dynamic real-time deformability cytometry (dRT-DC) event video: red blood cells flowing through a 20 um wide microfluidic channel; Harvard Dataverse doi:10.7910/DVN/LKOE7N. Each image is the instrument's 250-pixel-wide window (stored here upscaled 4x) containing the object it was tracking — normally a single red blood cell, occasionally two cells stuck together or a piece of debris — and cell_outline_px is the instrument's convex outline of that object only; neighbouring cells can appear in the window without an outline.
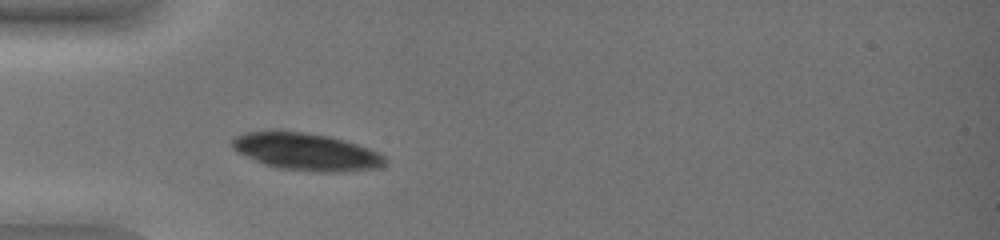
{"species": "common noctule bat (a hibernating species)", "species_latin": "Nyctalus noctula", "temperature_condition": "warm", "stored_images_in_passage": 43, "camera_frame_rate_fps": 3000, "um_per_image_px": 0.085, "animal": {"sex": "female", "body_mass_g": 19.0, "forearm_length_mm": 51.5}, "frame": {"image": 1, "passage_image": 10, "time_ms": 3.0, "image_size_px": [1000, 240], "cell_outline_px": [[388, 160], [380, 168], [344, 172], [320, 172], [276, 168], [264, 164], [232, 148], [232, 140], [236, 136], [244, 132], [276, 128], [304, 132], [328, 136], [344, 140], [368, 148], [384, 156]], "centroid_in_image_um": [26.01, 12.87], "position_along_channel_um": 59.0, "area_um2": 33.64}}
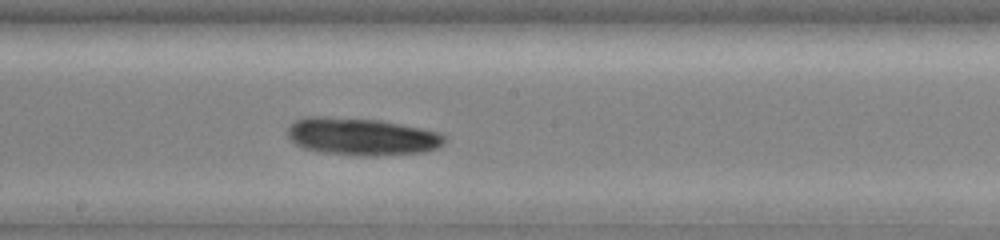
{"frame": {"image": 2, "passage_image": 23, "time_ms": 7.333, "image_size_px": [1000, 240], "cell_outline_px": [[448, 140], [444, 144], [428, 152], [376, 156], [352, 156], [316, 152], [304, 148], [296, 144], [288, 136], [288, 128], [296, 120], [304, 116], [324, 116], [384, 120], [444, 132]], "centroid_in_image_um": [30.82, 11.61], "position_along_channel_um": 217.4, "area_um2": 35.26}}
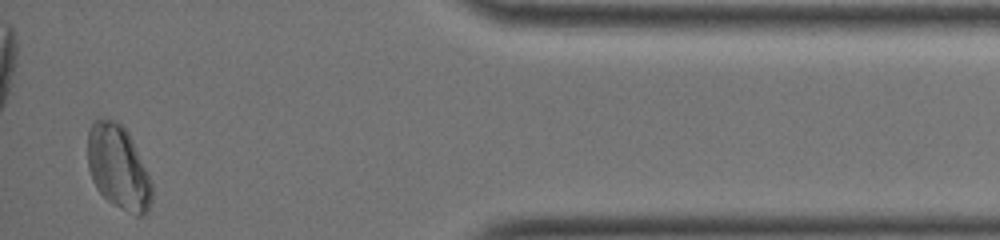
{"frame": {"image": 3, "passage_image": 42, "time_ms": 13.667, "image_size_px": [1000, 240], "cell_outline_px": [[152, 200], [148, 212], [144, 216], [136, 216], [108, 200], [96, 188], [92, 180], [88, 168], [88, 132], [92, 120], [116, 120], [128, 132], [132, 140], [152, 184]], "centroid_in_image_um": [10.05, 14.24], "position_along_channel_um": 425.2, "area_um2": 31.15}}